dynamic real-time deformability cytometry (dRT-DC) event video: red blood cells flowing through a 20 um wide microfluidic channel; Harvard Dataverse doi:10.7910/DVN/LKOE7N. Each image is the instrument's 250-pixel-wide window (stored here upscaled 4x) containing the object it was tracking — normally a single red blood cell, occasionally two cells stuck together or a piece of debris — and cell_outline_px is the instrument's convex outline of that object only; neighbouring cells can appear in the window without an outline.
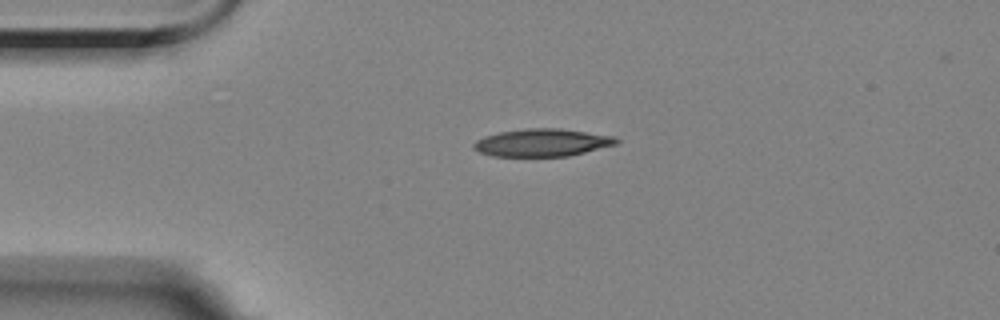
{"species": "Egyptian fruit bat (a non-hibernating species)", "species_latin": "Rousettus aegyptiacus", "temperature_condition": "room temperature", "stored_images_in_passage": 2, "camera_frame_rate_fps": 3000, "um_per_image_px": 0.085, "animal": {"sex": "female"}, "frame": {"image": 1, "passage_image": 1, "time_ms": 0.0, "image_size_px": [1000, 320], "cell_outline_px": [[620, 140], [616, 144], [568, 156], [492, 156], [480, 152], [472, 148], [472, 144], [476, 140], [484, 136], [500, 132], [528, 128], [560, 128], [612, 136]], "centroid_in_image_um": [46.04, 12.12], "position_along_channel_um": 39.0, "area_um2": 22.77}}